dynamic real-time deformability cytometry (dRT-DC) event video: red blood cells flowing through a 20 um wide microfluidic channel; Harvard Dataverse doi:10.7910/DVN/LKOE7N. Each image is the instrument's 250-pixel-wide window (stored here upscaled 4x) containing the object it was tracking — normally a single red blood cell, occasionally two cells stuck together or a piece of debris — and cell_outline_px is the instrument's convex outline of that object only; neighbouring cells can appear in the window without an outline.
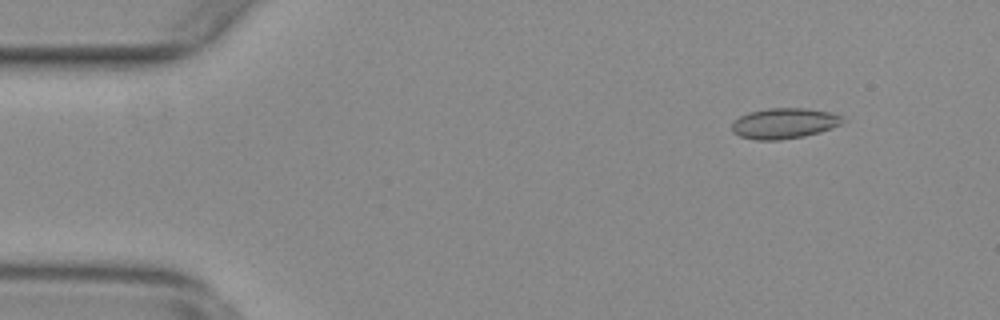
{"species": "common noctule bat (a hibernating species)", "species_latin": "Nyctalus noctula", "temperature_condition": "warm", "stored_images_in_passage": 53, "camera_frame_rate_fps": 3000, "um_per_image_px": 0.085, "animal": {"sex": "female", "body_mass_g": 29.2, "forearm_length_mm": 56.3}, "frame": {"image": 1, "passage_image": 6, "time_ms": 1.667, "image_size_px": [1000, 320], "cell_outline_px": [[844, 120], [840, 124], [832, 128], [820, 132], [804, 136], [780, 140], [756, 140], [740, 136], [732, 132], [732, 120], [748, 112], [768, 108], [804, 108], [832, 112], [844, 116]], "centroid_in_image_um": [66.65, 10.48], "position_along_channel_um": 18.4, "area_um2": 19.94}}
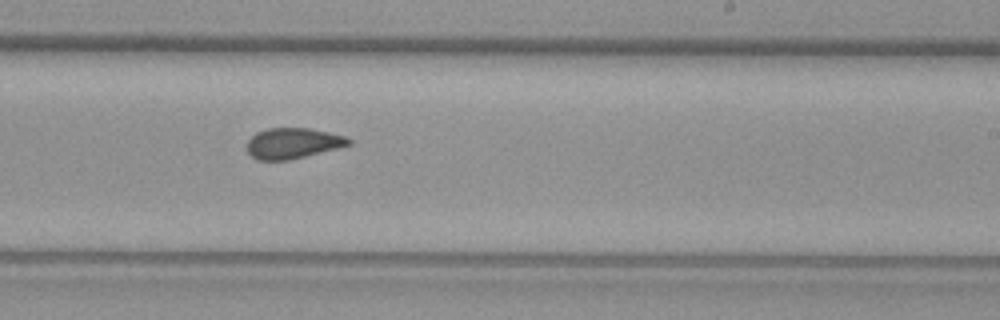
{"frame": {"image": 2, "passage_image": 33, "time_ms": 10.667, "image_size_px": [1000, 320], "cell_outline_px": [[352, 144], [340, 148], [288, 160], [256, 160], [248, 152], [248, 140], [256, 132], [268, 128], [308, 128], [328, 132], [344, 136], [352, 140]], "centroid_in_image_um": [24.91, 12.18], "position_along_channel_um": 264.1, "area_um2": 18.15}}
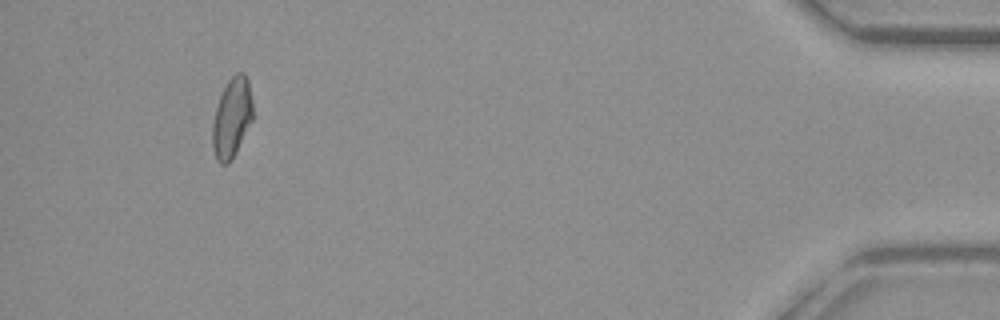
{"frame": {"image": 3, "passage_image": 51, "time_ms": 16.667, "image_size_px": [1000, 320], "cell_outline_px": [[252, 120], [228, 164], [220, 164], [216, 160], [212, 148], [212, 124], [216, 108], [220, 96], [228, 80], [236, 72], [244, 72], [248, 80], [252, 100]], "centroid_in_image_um": [19.69, 9.99], "position_along_channel_um": 415.5, "area_um2": 18.5}, "authors_computed_cell_mechanics": {"area_um2": 18.8428, "velocity_mm_per_s": 3.7591, "shape_relaxation_time_tau1_ms": null, "shape_relaxation_time_tau2_ms": 1.4019, "deformation_change_tau1": null, "deformation_change_tau2": 0.0662}}